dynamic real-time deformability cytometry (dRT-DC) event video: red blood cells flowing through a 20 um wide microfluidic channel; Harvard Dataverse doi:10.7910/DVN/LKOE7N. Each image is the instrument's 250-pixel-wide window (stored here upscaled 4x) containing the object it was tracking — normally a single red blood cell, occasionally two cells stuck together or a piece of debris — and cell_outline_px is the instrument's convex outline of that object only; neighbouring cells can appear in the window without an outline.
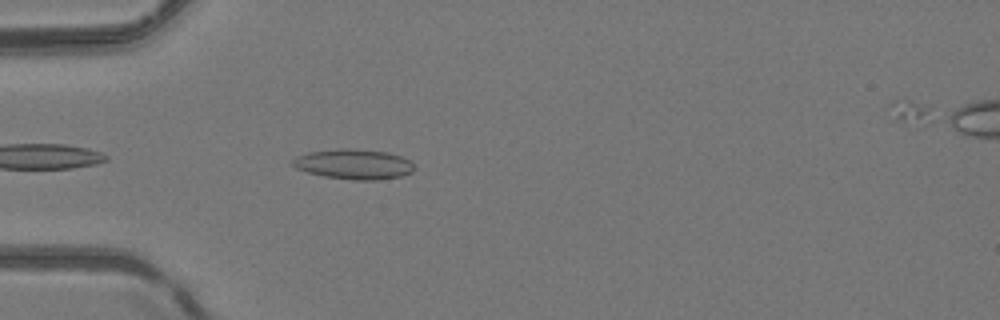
{"species": "common noctule bat (a hibernating species)", "species_latin": "Nyctalus noctula", "temperature_condition": "room temperature", "stored_images_in_passage": 8, "camera_frame_rate_fps": 3000, "um_per_image_px": 0.085, "animal": {"sex": "female", "body_mass_g": 24.6, "forearm_length_mm": 56.2}, "frame": {"image": 1, "passage_image": 3, "time_ms": 0.667, "image_size_px": [1000, 320], "cell_outline_px": [[416, 168], [412, 172], [400, 176], [376, 180], [352, 180], [324, 176], [308, 172], [296, 168], [292, 164], [292, 160], [296, 156], [308, 152], [336, 148], [344, 148], [388, 152], [400, 156], [408, 160]], "centroid_in_image_um": [30.05, 13.95], "position_along_channel_um": 54.9, "area_um2": 21.27}}